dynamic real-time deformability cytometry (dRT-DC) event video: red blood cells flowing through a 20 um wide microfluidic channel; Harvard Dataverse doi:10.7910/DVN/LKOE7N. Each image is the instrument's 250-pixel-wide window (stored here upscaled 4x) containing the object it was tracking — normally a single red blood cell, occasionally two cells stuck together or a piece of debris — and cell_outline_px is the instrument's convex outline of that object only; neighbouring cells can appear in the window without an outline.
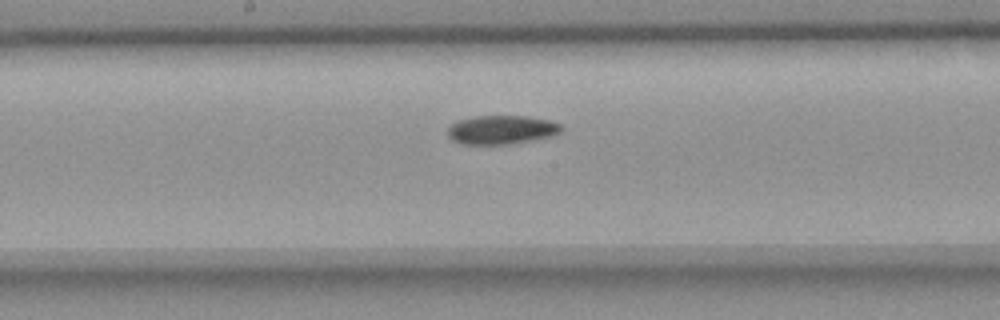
{"species": "common noctule bat (a hibernating species)", "species_latin": "Nyctalus noctula", "temperature_condition": "room temperature", "stored_images_in_passage": 9, "camera_frame_rate_fps": 3000, "um_per_image_px": 0.085, "animal": {"sex": "female", "body_mass_g": 18.4}, "frame": {"image": 1, "passage_image": 8, "time_ms": 9.0, "image_size_px": [1000, 320], "cell_outline_px": [[564, 128], [560, 132], [552, 136], [536, 140], [512, 144], [460, 144], [452, 140], [448, 136], [448, 128], [456, 120], [472, 116], [528, 116], [548, 120], [560, 124]], "centroid_in_image_um": [42.63, 11.03], "position_along_channel_um": 205.6, "area_um2": 19.36}}